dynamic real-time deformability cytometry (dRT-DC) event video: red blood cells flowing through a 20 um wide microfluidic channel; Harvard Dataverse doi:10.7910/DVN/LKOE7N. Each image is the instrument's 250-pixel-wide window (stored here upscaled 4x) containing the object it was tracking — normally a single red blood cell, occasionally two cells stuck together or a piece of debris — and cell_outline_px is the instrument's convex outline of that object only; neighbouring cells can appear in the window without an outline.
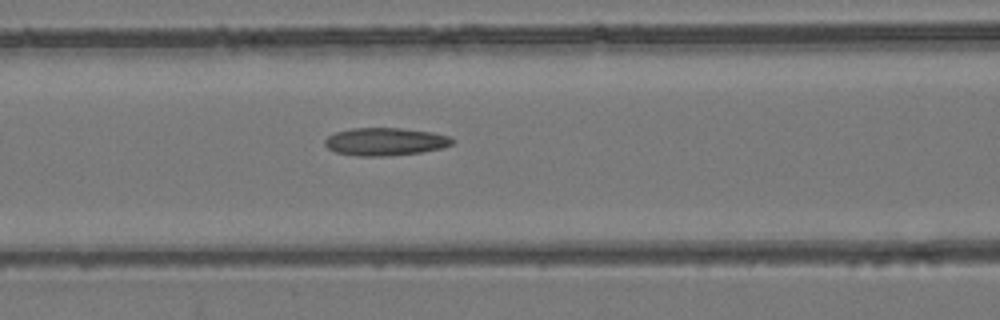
{"species": "common noctule bat (a hibernating species)", "species_latin": "Nyctalus noctula", "temperature_condition": "room temperature", "stored_images_in_passage": 11, "camera_frame_rate_fps": 3000, "um_per_image_px": 0.085, "animal": {"sex": "female", "body_mass_g": 24.6, "forearm_length_mm": 56.2}, "frame": {"image": 1, "passage_image": 8, "time_ms": 2.333, "image_size_px": [1000, 320], "cell_outline_px": [[456, 140], [452, 144], [440, 148], [420, 152], [384, 156], [356, 156], [336, 152], [328, 148], [324, 144], [324, 140], [328, 136], [336, 132], [352, 128], [400, 128], [432, 132], [448, 136]], "centroid_in_image_um": [32.72, 12.03], "position_along_channel_um": 133.9, "area_um2": 20.52}}